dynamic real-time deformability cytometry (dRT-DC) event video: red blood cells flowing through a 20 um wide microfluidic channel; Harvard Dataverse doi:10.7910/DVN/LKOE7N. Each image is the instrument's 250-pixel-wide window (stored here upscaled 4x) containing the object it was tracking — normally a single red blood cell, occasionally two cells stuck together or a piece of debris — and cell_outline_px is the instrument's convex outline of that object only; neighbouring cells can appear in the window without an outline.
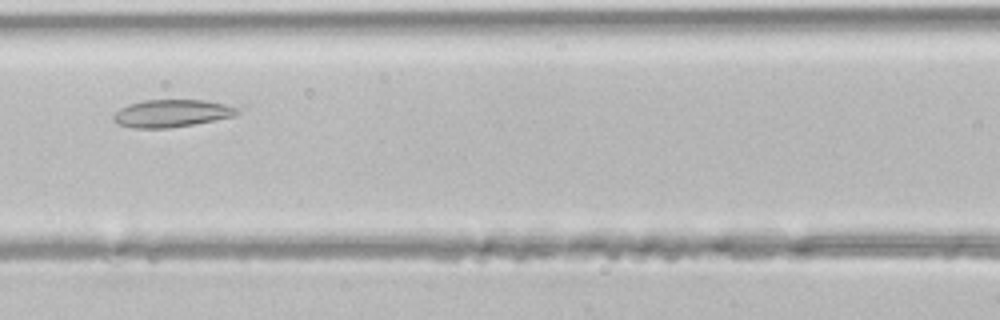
{"species": "common noctule bat (a hibernating species)", "species_latin": "Nyctalus noctula", "temperature_condition": "room temperature", "stored_images_in_passage": 33, "segment_of_instrument_passage": [1, 2], "camera_frame_rate_fps": 3000, "um_per_image_px": 0.085, "animal": {"sex": "male", "body_mass_g": 21.5, "forearm_length_mm": 52.0}, "frame": {"image": 1, "passage_image": 9, "time_ms": 2.667, "image_size_px": [1000, 320], "cell_outline_px": [[240, 112], [232, 116], [192, 124], [168, 128], [136, 128], [120, 124], [112, 120], [112, 116], [120, 108], [128, 104], [144, 100], [204, 100], [224, 104], [236, 108]], "centroid_in_image_um": [14.53, 9.62], "position_along_channel_um": 152.1, "area_um2": 19.48}}
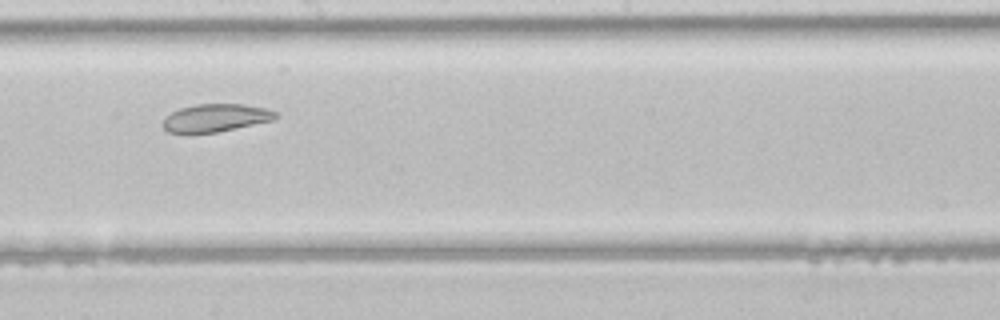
{"frame": {"image": 2, "passage_image": 14, "time_ms": 4.333, "image_size_px": [1000, 320], "cell_outline_px": [[280, 116], [272, 120], [236, 128], [216, 132], [188, 136], [168, 132], [164, 128], [164, 120], [172, 112], [180, 108], [196, 104], [244, 104], [264, 108], [276, 112]], "centroid_in_image_um": [18.29, 10.05], "position_along_channel_um": 229.9, "area_um2": 18.55}}
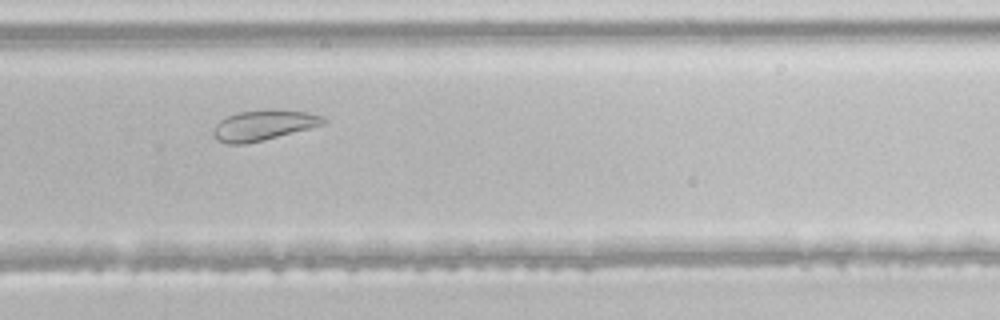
{"frame": {"image": 3, "passage_image": 19, "time_ms": 6.0, "image_size_px": [1000, 320], "cell_outline_px": [[328, 120], [324, 124], [244, 144], [228, 144], [216, 140], [212, 136], [212, 132], [216, 124], [220, 120], [236, 112], [272, 108], [308, 112], [324, 116]], "centroid_in_image_um": [22.37, 10.61], "position_along_channel_um": 307.4, "area_um2": 19.48}}